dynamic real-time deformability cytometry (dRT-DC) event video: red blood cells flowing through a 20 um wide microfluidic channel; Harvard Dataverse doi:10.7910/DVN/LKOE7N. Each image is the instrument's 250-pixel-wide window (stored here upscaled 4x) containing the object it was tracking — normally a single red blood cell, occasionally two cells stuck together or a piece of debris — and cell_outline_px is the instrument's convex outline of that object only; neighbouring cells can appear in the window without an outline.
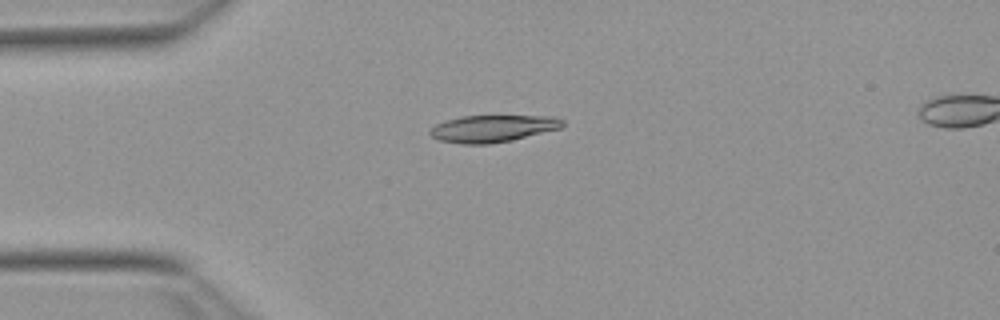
{"species": "Egyptian fruit bat (a non-hibernating species)", "species_latin": "Rousettus aegyptiacus", "temperature_condition": "warm", "stored_images_in_passage": 16, "camera_frame_rate_fps": 3000, "um_per_image_px": 0.085, "animal": {"sex": "female"}, "frame": {"image": 1, "passage_image": 1, "time_ms": 0.0, "image_size_px": [1000, 320], "cell_outline_px": [[564, 124], [560, 128], [512, 140], [488, 144], [460, 144], [440, 140], [432, 136], [428, 132], [436, 124], [460, 116], [552, 116], [564, 120]], "centroid_in_image_um": [41.88, 10.92], "position_along_channel_um": 43.1, "area_um2": 20.69}}
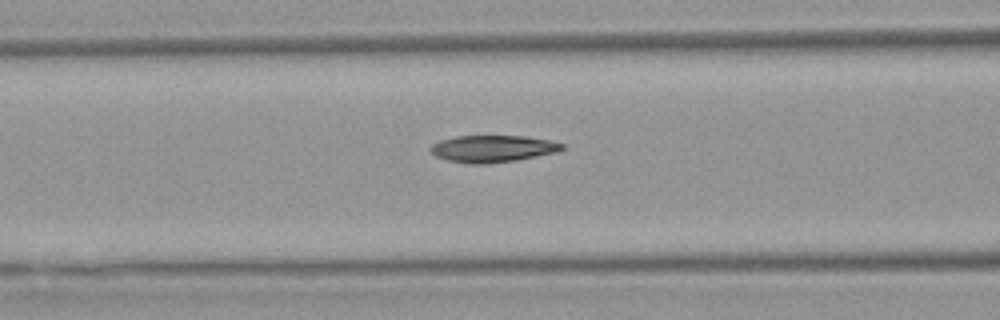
{"frame": {"image": 2, "passage_image": 9, "time_ms": 2.667, "image_size_px": [1000, 320], "cell_outline_px": [[564, 148], [556, 152], [516, 160], [484, 164], [472, 164], [448, 160], [436, 156], [428, 148], [432, 144], [440, 140], [456, 136], [524, 136], [548, 140], [564, 144]], "centroid_in_image_um": [41.85, 12.63], "position_along_channel_um": 124.8, "area_um2": 20.46}}
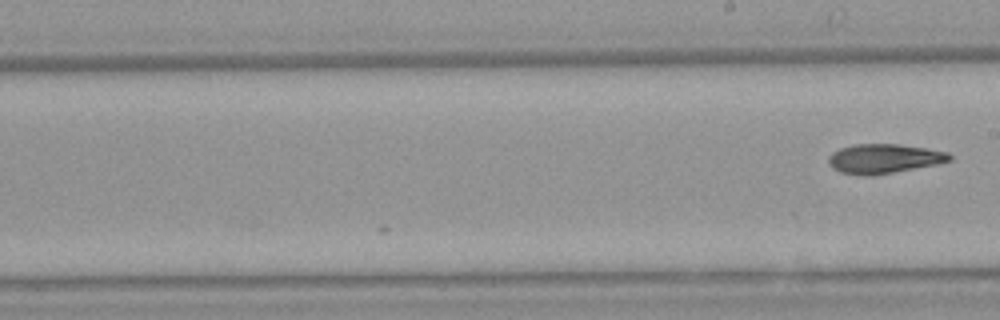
{"frame": {"image": 3, "passage_image": 16, "time_ms": 5.0, "image_size_px": [1000, 320], "cell_outline_px": [[952, 160], [936, 164], [872, 176], [860, 176], [840, 172], [832, 168], [828, 164], [828, 156], [832, 152], [840, 148], [852, 144], [900, 144], [948, 152], [952, 156]], "centroid_in_image_um": [75.08, 13.49], "position_along_channel_um": 213.9, "area_um2": 20.87}}